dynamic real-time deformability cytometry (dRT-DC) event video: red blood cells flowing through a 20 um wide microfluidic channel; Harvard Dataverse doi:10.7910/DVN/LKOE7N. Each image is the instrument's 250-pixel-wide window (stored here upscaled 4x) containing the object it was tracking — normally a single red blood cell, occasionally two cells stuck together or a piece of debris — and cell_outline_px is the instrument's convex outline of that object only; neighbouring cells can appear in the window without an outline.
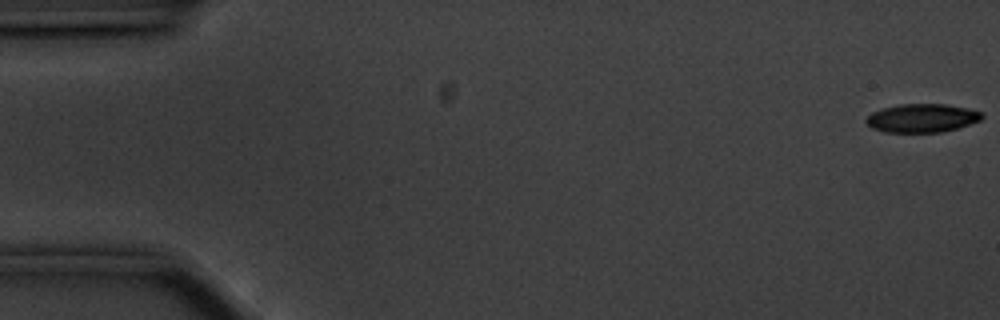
{"species": "common noctule bat (a hibernating species)", "species_latin": "Nyctalus noctula", "temperature_condition": "cold", "stored_images_in_passage": 15, "camera_frame_rate_fps": 3000, "um_per_image_px": 0.085, "animal": {"sex": "male", "body_mass_g": 20.1, "forearm_length_mm": 53.5}, "frame": {"image": 1, "passage_image": 1, "time_ms": 0.0, "image_size_px": [1000, 320], "cell_outline_px": [[984, 116], [980, 120], [956, 128], [940, 132], [884, 132], [872, 128], [864, 120], [872, 112], [884, 108], [900, 104], [944, 104], [968, 108], [980, 112]], "centroid_in_image_um": [78.35, 10.03], "position_along_channel_um": 6.7, "area_um2": 19.02}}
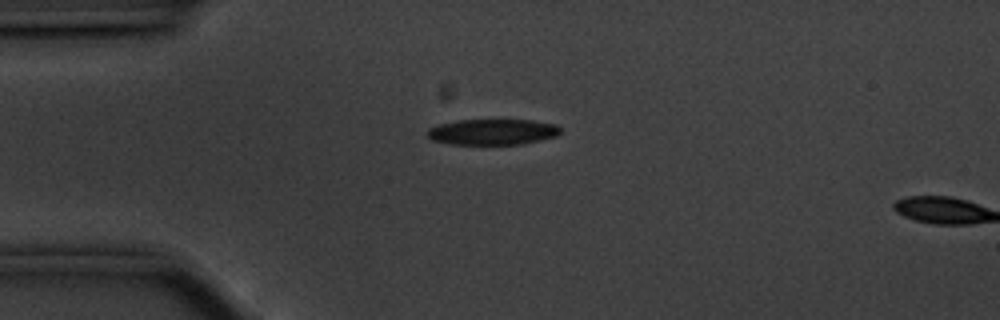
{"frame": {"image": 2, "passage_image": 14, "time_ms": 4.333, "image_size_px": [1000, 320], "cell_outline_px": [[560, 132], [556, 136], [524, 144], [452, 144], [432, 140], [424, 132], [428, 128], [440, 124], [456, 120], [532, 120], [556, 124], [560, 128]], "centroid_in_image_um": [41.85, 11.21], "position_along_channel_um": 43.2, "area_um2": 20.06}}